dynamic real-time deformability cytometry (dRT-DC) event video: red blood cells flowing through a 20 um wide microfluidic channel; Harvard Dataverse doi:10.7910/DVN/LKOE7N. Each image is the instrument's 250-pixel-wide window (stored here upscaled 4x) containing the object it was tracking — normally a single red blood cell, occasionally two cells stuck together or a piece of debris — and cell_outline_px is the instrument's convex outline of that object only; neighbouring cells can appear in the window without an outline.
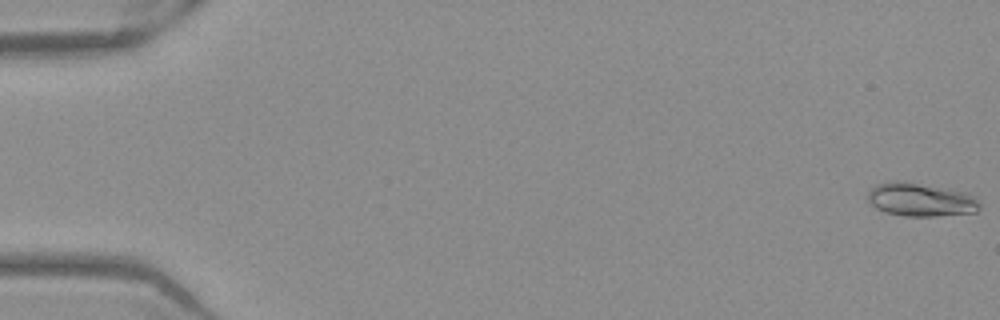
{"species": "Egyptian fruit bat (a non-hibernating species)", "species_latin": "Rousettus aegyptiacus", "temperature_condition": "warm", "stored_images_in_passage": 53, "camera_frame_rate_fps": 3000, "um_per_image_px": 0.085, "frame": {"image": 1, "passage_image": 1, "time_ms": 0.0, "image_size_px": [1000, 320], "cell_outline_px": [[980, 208], [976, 212], [936, 216], [904, 216], [884, 212], [876, 208], [868, 200], [868, 188], [876, 184], [888, 180], [900, 180], [968, 192], [980, 204]], "centroid_in_image_um": [78.21, 16.96], "position_along_channel_um": 6.8, "area_um2": 22.02}}
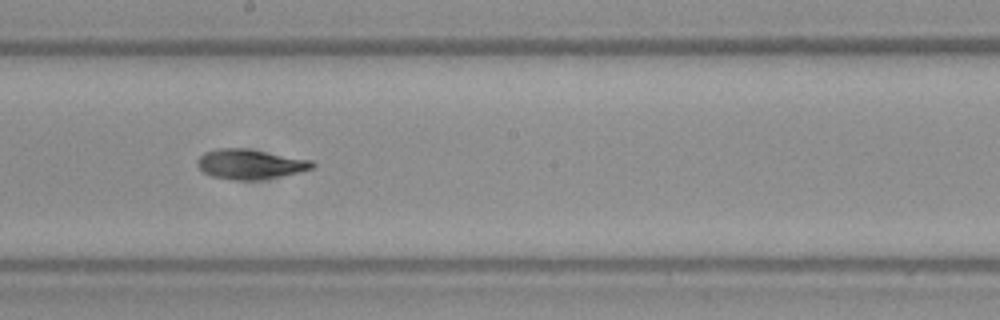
{"frame": {"image": 2, "passage_image": 30, "time_ms": 9.667, "image_size_px": [1000, 320], "cell_outline_px": [[316, 164], [312, 168], [280, 176], [256, 180], [236, 180], [212, 176], [204, 172], [196, 164], [196, 160], [204, 152], [216, 148], [244, 148], [312, 160]], "centroid_in_image_um": [21.21, 13.94], "position_along_channel_um": 227.0, "area_um2": 19.77}}
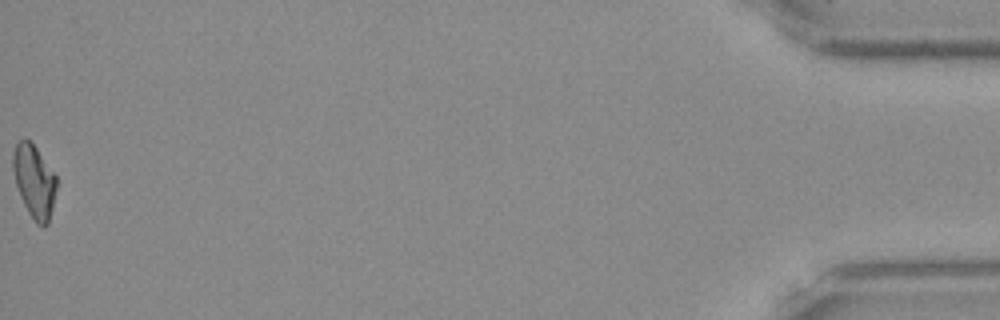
{"frame": {"image": 3, "passage_image": 53, "time_ms": 17.333, "image_size_px": [1000, 320], "cell_outline_px": [[56, 188], [52, 208], [48, 224], [44, 228], [36, 224], [28, 212], [20, 196], [16, 184], [12, 168], [12, 152], [16, 144], [24, 136], [36, 148], [56, 176]], "centroid_in_image_um": [2.89, 15.42], "position_along_channel_um": 432.3, "area_um2": 18.44}, "authors_computed_cell_mechanics": {"area_um2": 19.4786, "velocity_mm_per_s": 3.9462, "shape_relaxation_time_tau1_ms": 8.785, "shape_relaxation_time_tau2_ms": 2.414, "deformation_change_tau1": 0.2264, "deformation_change_tau2": 0.0873}}